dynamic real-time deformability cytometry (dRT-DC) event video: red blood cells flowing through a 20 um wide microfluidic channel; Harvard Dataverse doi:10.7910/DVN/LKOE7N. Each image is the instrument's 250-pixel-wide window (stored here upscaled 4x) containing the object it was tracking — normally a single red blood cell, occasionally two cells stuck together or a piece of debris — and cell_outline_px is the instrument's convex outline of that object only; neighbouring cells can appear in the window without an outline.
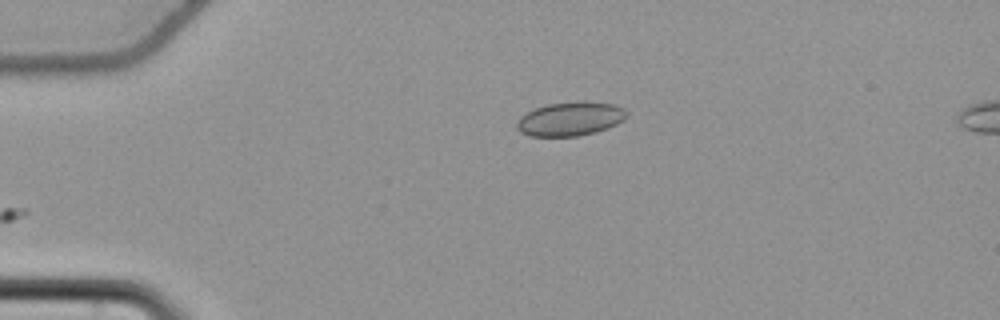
{"species": "common noctule bat (a hibernating species)", "species_latin": "Nyctalus noctula", "temperature_condition": "cold", "stored_images_in_passage": 39, "camera_frame_rate_fps": 3000, "um_per_image_px": 0.085, "animal": {"sex": "female", "body_mass_g": 22.7, "forearm_length_mm": 54.2}, "frame": {"image": 1, "passage_image": 1, "time_ms": 0.0, "image_size_px": [1000, 320], "cell_outline_px": [[628, 112], [624, 120], [608, 128], [596, 132], [576, 136], [528, 136], [520, 132], [516, 128], [516, 124], [520, 116], [536, 108], [548, 104], [584, 100], [616, 104], [624, 108]], "centroid_in_image_um": [48.5, 10.09], "position_along_channel_um": 36.5, "area_um2": 21.96}}
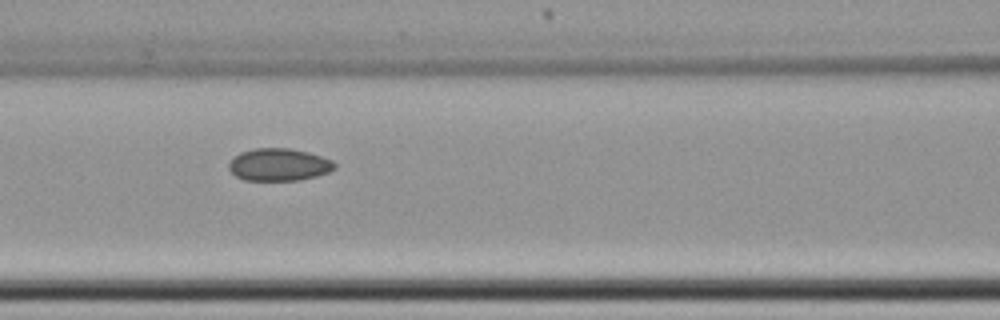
{"frame": {"image": 2, "passage_image": 13, "time_ms": 4.0, "image_size_px": [1000, 320], "cell_outline_px": [[336, 168], [328, 172], [316, 176], [300, 180], [244, 180], [236, 176], [228, 168], [228, 164], [240, 152], [256, 148], [288, 148], [308, 152], [332, 160], [336, 164]], "centroid_in_image_um": [23.72, 14.0], "position_along_channel_um": 142.9, "area_um2": 19.88}}
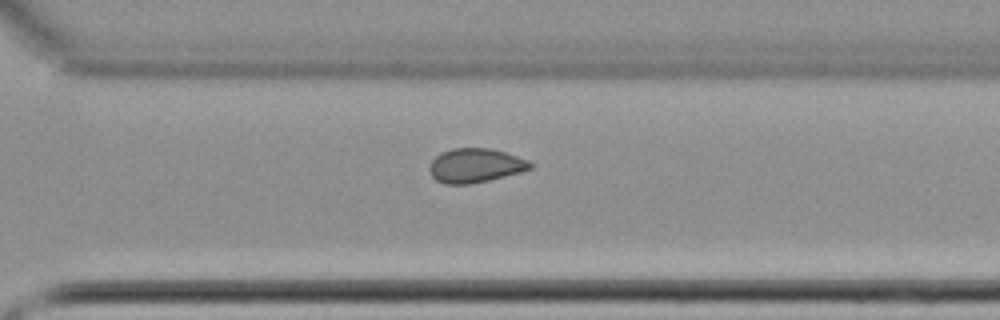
{"frame": {"image": 3, "passage_image": 28, "time_ms": 9.0, "image_size_px": [1000, 320], "cell_outline_px": [[532, 168], [520, 172], [488, 180], [468, 184], [444, 184], [436, 180], [432, 176], [428, 168], [432, 160], [440, 152], [452, 148], [488, 148], [504, 152], [528, 160], [532, 164]], "centroid_in_image_um": [40.36, 14.06], "position_along_channel_um": 330.2, "area_um2": 19.94}, "authors_computed_cell_mechanics": {"area_um2": 20.23, "velocity_mm_per_s": 3.7479, "shape_relaxation_time_tau1_ms": null, "shape_relaxation_time_tau2_ms": 4.6775, "deformation_change_tau1": null, "deformation_change_tau2": 0.0759}}